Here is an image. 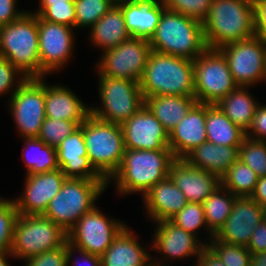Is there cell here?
Listing matches in <instances>:
<instances>
[{
    "instance_id": "8fae6325",
    "label": "cell",
    "mask_w": 266,
    "mask_h": 266,
    "mask_svg": "<svg viewBox=\"0 0 266 266\" xmlns=\"http://www.w3.org/2000/svg\"><path fill=\"white\" fill-rule=\"evenodd\" d=\"M45 78H26L9 99V110L21 138L38 137L45 115Z\"/></svg>"
},
{
    "instance_id": "7c38bea8",
    "label": "cell",
    "mask_w": 266,
    "mask_h": 266,
    "mask_svg": "<svg viewBox=\"0 0 266 266\" xmlns=\"http://www.w3.org/2000/svg\"><path fill=\"white\" fill-rule=\"evenodd\" d=\"M151 52L149 40L130 37L118 46L101 52L98 75L140 82Z\"/></svg>"
},
{
    "instance_id": "836d02e7",
    "label": "cell",
    "mask_w": 266,
    "mask_h": 266,
    "mask_svg": "<svg viewBox=\"0 0 266 266\" xmlns=\"http://www.w3.org/2000/svg\"><path fill=\"white\" fill-rule=\"evenodd\" d=\"M259 177L240 159L221 177V185L237 197L251 196Z\"/></svg>"
},
{
    "instance_id": "277c9868",
    "label": "cell",
    "mask_w": 266,
    "mask_h": 266,
    "mask_svg": "<svg viewBox=\"0 0 266 266\" xmlns=\"http://www.w3.org/2000/svg\"><path fill=\"white\" fill-rule=\"evenodd\" d=\"M149 42L151 50L192 61L208 48L202 22L167 8Z\"/></svg>"
},
{
    "instance_id": "ac0fdd59",
    "label": "cell",
    "mask_w": 266,
    "mask_h": 266,
    "mask_svg": "<svg viewBox=\"0 0 266 266\" xmlns=\"http://www.w3.org/2000/svg\"><path fill=\"white\" fill-rule=\"evenodd\" d=\"M125 149L160 150L169 148V133L144 105L121 124Z\"/></svg>"
},
{
    "instance_id": "f5cc1de1",
    "label": "cell",
    "mask_w": 266,
    "mask_h": 266,
    "mask_svg": "<svg viewBox=\"0 0 266 266\" xmlns=\"http://www.w3.org/2000/svg\"><path fill=\"white\" fill-rule=\"evenodd\" d=\"M250 266H266V252L251 254Z\"/></svg>"
},
{
    "instance_id": "e0dca14e",
    "label": "cell",
    "mask_w": 266,
    "mask_h": 266,
    "mask_svg": "<svg viewBox=\"0 0 266 266\" xmlns=\"http://www.w3.org/2000/svg\"><path fill=\"white\" fill-rule=\"evenodd\" d=\"M24 191L13 199L18 214L43 215L49 202L59 193L66 176L60 168L25 176Z\"/></svg>"
},
{
    "instance_id": "5bb4252c",
    "label": "cell",
    "mask_w": 266,
    "mask_h": 266,
    "mask_svg": "<svg viewBox=\"0 0 266 266\" xmlns=\"http://www.w3.org/2000/svg\"><path fill=\"white\" fill-rule=\"evenodd\" d=\"M109 218L95 206L85 213L67 232V241L93 255L102 256L114 238L126 226L125 222Z\"/></svg>"
},
{
    "instance_id": "3957f363",
    "label": "cell",
    "mask_w": 266,
    "mask_h": 266,
    "mask_svg": "<svg viewBox=\"0 0 266 266\" xmlns=\"http://www.w3.org/2000/svg\"><path fill=\"white\" fill-rule=\"evenodd\" d=\"M144 99L149 96H194L193 61L151 50L139 82Z\"/></svg>"
},
{
    "instance_id": "db71d44e",
    "label": "cell",
    "mask_w": 266,
    "mask_h": 266,
    "mask_svg": "<svg viewBox=\"0 0 266 266\" xmlns=\"http://www.w3.org/2000/svg\"><path fill=\"white\" fill-rule=\"evenodd\" d=\"M65 2H74V0H39L38 7H50L52 4H59Z\"/></svg>"
},
{
    "instance_id": "ee69618b",
    "label": "cell",
    "mask_w": 266,
    "mask_h": 266,
    "mask_svg": "<svg viewBox=\"0 0 266 266\" xmlns=\"http://www.w3.org/2000/svg\"><path fill=\"white\" fill-rule=\"evenodd\" d=\"M24 262L25 266H67L66 242L57 249L40 253Z\"/></svg>"
},
{
    "instance_id": "7402d4cb",
    "label": "cell",
    "mask_w": 266,
    "mask_h": 266,
    "mask_svg": "<svg viewBox=\"0 0 266 266\" xmlns=\"http://www.w3.org/2000/svg\"><path fill=\"white\" fill-rule=\"evenodd\" d=\"M56 152L59 167L67 178L104 180L88 160L80 126L56 146Z\"/></svg>"
},
{
    "instance_id": "680465c9",
    "label": "cell",
    "mask_w": 266,
    "mask_h": 266,
    "mask_svg": "<svg viewBox=\"0 0 266 266\" xmlns=\"http://www.w3.org/2000/svg\"><path fill=\"white\" fill-rule=\"evenodd\" d=\"M247 1H250L252 3H255V2L259 1V0H247Z\"/></svg>"
},
{
    "instance_id": "484cf974",
    "label": "cell",
    "mask_w": 266,
    "mask_h": 266,
    "mask_svg": "<svg viewBox=\"0 0 266 266\" xmlns=\"http://www.w3.org/2000/svg\"><path fill=\"white\" fill-rule=\"evenodd\" d=\"M126 225L101 256V266H153L152 255Z\"/></svg>"
},
{
    "instance_id": "74e56055",
    "label": "cell",
    "mask_w": 266,
    "mask_h": 266,
    "mask_svg": "<svg viewBox=\"0 0 266 266\" xmlns=\"http://www.w3.org/2000/svg\"><path fill=\"white\" fill-rule=\"evenodd\" d=\"M207 246L226 266H250L251 253L246 246L217 241L214 237Z\"/></svg>"
},
{
    "instance_id": "d4e9b609",
    "label": "cell",
    "mask_w": 266,
    "mask_h": 266,
    "mask_svg": "<svg viewBox=\"0 0 266 266\" xmlns=\"http://www.w3.org/2000/svg\"><path fill=\"white\" fill-rule=\"evenodd\" d=\"M91 114V106L84 103L65 85L47 84L45 81V115L47 118L65 121H85Z\"/></svg>"
},
{
    "instance_id": "ab89813d",
    "label": "cell",
    "mask_w": 266,
    "mask_h": 266,
    "mask_svg": "<svg viewBox=\"0 0 266 266\" xmlns=\"http://www.w3.org/2000/svg\"><path fill=\"white\" fill-rule=\"evenodd\" d=\"M18 211L13 200L0 199V251H10Z\"/></svg>"
},
{
    "instance_id": "d6a6232c",
    "label": "cell",
    "mask_w": 266,
    "mask_h": 266,
    "mask_svg": "<svg viewBox=\"0 0 266 266\" xmlns=\"http://www.w3.org/2000/svg\"><path fill=\"white\" fill-rule=\"evenodd\" d=\"M236 197L220 185L202 203L207 227L214 235L230 216Z\"/></svg>"
},
{
    "instance_id": "6da1fadb",
    "label": "cell",
    "mask_w": 266,
    "mask_h": 266,
    "mask_svg": "<svg viewBox=\"0 0 266 266\" xmlns=\"http://www.w3.org/2000/svg\"><path fill=\"white\" fill-rule=\"evenodd\" d=\"M175 157L170 148L160 150L125 149L121 166L109 179L121 196L139 193L143 196L154 185L169 176Z\"/></svg>"
},
{
    "instance_id": "52a82bcc",
    "label": "cell",
    "mask_w": 266,
    "mask_h": 266,
    "mask_svg": "<svg viewBox=\"0 0 266 266\" xmlns=\"http://www.w3.org/2000/svg\"><path fill=\"white\" fill-rule=\"evenodd\" d=\"M105 180L66 178L59 193L49 202L43 216L68 232L107 188Z\"/></svg>"
},
{
    "instance_id": "e575fe53",
    "label": "cell",
    "mask_w": 266,
    "mask_h": 266,
    "mask_svg": "<svg viewBox=\"0 0 266 266\" xmlns=\"http://www.w3.org/2000/svg\"><path fill=\"white\" fill-rule=\"evenodd\" d=\"M170 221L195 236L199 235L197 230L203 229L204 227V230H207L206 234H209L208 236L210 238L208 239L207 237V245L214 237V234L207 227L202 204L188 202L181 211L170 219Z\"/></svg>"
},
{
    "instance_id": "f35d334b",
    "label": "cell",
    "mask_w": 266,
    "mask_h": 266,
    "mask_svg": "<svg viewBox=\"0 0 266 266\" xmlns=\"http://www.w3.org/2000/svg\"><path fill=\"white\" fill-rule=\"evenodd\" d=\"M84 121H65L45 118L38 138L46 145L58 146L67 136L76 130Z\"/></svg>"
},
{
    "instance_id": "b9f144b4",
    "label": "cell",
    "mask_w": 266,
    "mask_h": 266,
    "mask_svg": "<svg viewBox=\"0 0 266 266\" xmlns=\"http://www.w3.org/2000/svg\"><path fill=\"white\" fill-rule=\"evenodd\" d=\"M165 8L202 22L210 9L212 0H161Z\"/></svg>"
},
{
    "instance_id": "bcb514c9",
    "label": "cell",
    "mask_w": 266,
    "mask_h": 266,
    "mask_svg": "<svg viewBox=\"0 0 266 266\" xmlns=\"http://www.w3.org/2000/svg\"><path fill=\"white\" fill-rule=\"evenodd\" d=\"M80 253V257L81 260L78 257L77 259L73 260V256L76 252ZM66 255H67V266H69L71 264V260H73L71 266H81L79 265V261H81L80 264H82L84 261L85 263H87V266H101V257L97 256V255H93L91 253H88L85 250L79 249L77 247H75L74 245H72L71 243H69L68 241H66Z\"/></svg>"
},
{
    "instance_id": "c3c4849f",
    "label": "cell",
    "mask_w": 266,
    "mask_h": 266,
    "mask_svg": "<svg viewBox=\"0 0 266 266\" xmlns=\"http://www.w3.org/2000/svg\"><path fill=\"white\" fill-rule=\"evenodd\" d=\"M247 249L251 254L266 252V223L262 221L250 237Z\"/></svg>"
},
{
    "instance_id": "4fadbf2b",
    "label": "cell",
    "mask_w": 266,
    "mask_h": 266,
    "mask_svg": "<svg viewBox=\"0 0 266 266\" xmlns=\"http://www.w3.org/2000/svg\"><path fill=\"white\" fill-rule=\"evenodd\" d=\"M219 50L226 58L238 86L252 87L265 81L266 41L262 38L254 35L224 45Z\"/></svg>"
},
{
    "instance_id": "83f0119b",
    "label": "cell",
    "mask_w": 266,
    "mask_h": 266,
    "mask_svg": "<svg viewBox=\"0 0 266 266\" xmlns=\"http://www.w3.org/2000/svg\"><path fill=\"white\" fill-rule=\"evenodd\" d=\"M89 37L93 47L96 46V48H101L100 50L103 52L129 39L131 35L127 31L122 9L117 4H114L112 8L90 28Z\"/></svg>"
},
{
    "instance_id": "60d3db41",
    "label": "cell",
    "mask_w": 266,
    "mask_h": 266,
    "mask_svg": "<svg viewBox=\"0 0 266 266\" xmlns=\"http://www.w3.org/2000/svg\"><path fill=\"white\" fill-rule=\"evenodd\" d=\"M41 19L75 28V3L65 2L52 4L50 7H38L31 11Z\"/></svg>"
},
{
    "instance_id": "44dd1931",
    "label": "cell",
    "mask_w": 266,
    "mask_h": 266,
    "mask_svg": "<svg viewBox=\"0 0 266 266\" xmlns=\"http://www.w3.org/2000/svg\"><path fill=\"white\" fill-rule=\"evenodd\" d=\"M206 104L196 103L188 114L169 132V148L175 159H183L207 141Z\"/></svg>"
},
{
    "instance_id": "5b68a950",
    "label": "cell",
    "mask_w": 266,
    "mask_h": 266,
    "mask_svg": "<svg viewBox=\"0 0 266 266\" xmlns=\"http://www.w3.org/2000/svg\"><path fill=\"white\" fill-rule=\"evenodd\" d=\"M0 56L10 61L26 78H45L40 67L37 15L25 12L0 27Z\"/></svg>"
},
{
    "instance_id": "11a10c76",
    "label": "cell",
    "mask_w": 266,
    "mask_h": 266,
    "mask_svg": "<svg viewBox=\"0 0 266 266\" xmlns=\"http://www.w3.org/2000/svg\"><path fill=\"white\" fill-rule=\"evenodd\" d=\"M9 257L13 258L10 251H0V266H10L7 260Z\"/></svg>"
},
{
    "instance_id": "7a4b0ae2",
    "label": "cell",
    "mask_w": 266,
    "mask_h": 266,
    "mask_svg": "<svg viewBox=\"0 0 266 266\" xmlns=\"http://www.w3.org/2000/svg\"><path fill=\"white\" fill-rule=\"evenodd\" d=\"M202 26L206 45L212 49L251 38L255 35L253 3L247 0H212Z\"/></svg>"
},
{
    "instance_id": "2e32d148",
    "label": "cell",
    "mask_w": 266,
    "mask_h": 266,
    "mask_svg": "<svg viewBox=\"0 0 266 266\" xmlns=\"http://www.w3.org/2000/svg\"><path fill=\"white\" fill-rule=\"evenodd\" d=\"M156 227L154 230L153 243L151 248L155 252L160 253L159 257L152 256L153 266H169L166 265L169 260L184 259L188 257L196 256V259L201 254L202 250L207 246L206 241L199 240L198 236H195L189 232H186L183 228L176 226L170 220L160 221L155 223ZM156 258V259H155ZM160 260V261H159ZM163 262V263H162Z\"/></svg>"
},
{
    "instance_id": "f1b7e54d",
    "label": "cell",
    "mask_w": 266,
    "mask_h": 266,
    "mask_svg": "<svg viewBox=\"0 0 266 266\" xmlns=\"http://www.w3.org/2000/svg\"><path fill=\"white\" fill-rule=\"evenodd\" d=\"M197 103L195 96L161 95L145 98V106L169 133Z\"/></svg>"
},
{
    "instance_id": "4316f807",
    "label": "cell",
    "mask_w": 266,
    "mask_h": 266,
    "mask_svg": "<svg viewBox=\"0 0 266 266\" xmlns=\"http://www.w3.org/2000/svg\"><path fill=\"white\" fill-rule=\"evenodd\" d=\"M189 165L220 178L239 159V146L229 147L204 142L183 158Z\"/></svg>"
},
{
    "instance_id": "ba28073f",
    "label": "cell",
    "mask_w": 266,
    "mask_h": 266,
    "mask_svg": "<svg viewBox=\"0 0 266 266\" xmlns=\"http://www.w3.org/2000/svg\"><path fill=\"white\" fill-rule=\"evenodd\" d=\"M66 241L67 232L47 217L19 214L14 225L10 253L13 258L24 261L57 249Z\"/></svg>"
},
{
    "instance_id": "681fc988",
    "label": "cell",
    "mask_w": 266,
    "mask_h": 266,
    "mask_svg": "<svg viewBox=\"0 0 266 266\" xmlns=\"http://www.w3.org/2000/svg\"><path fill=\"white\" fill-rule=\"evenodd\" d=\"M255 18V35L266 41V0L253 3Z\"/></svg>"
},
{
    "instance_id": "30bf717a",
    "label": "cell",
    "mask_w": 266,
    "mask_h": 266,
    "mask_svg": "<svg viewBox=\"0 0 266 266\" xmlns=\"http://www.w3.org/2000/svg\"><path fill=\"white\" fill-rule=\"evenodd\" d=\"M193 66L197 103L217 104L238 87L219 49L207 48L193 61Z\"/></svg>"
},
{
    "instance_id": "4dcf8cb0",
    "label": "cell",
    "mask_w": 266,
    "mask_h": 266,
    "mask_svg": "<svg viewBox=\"0 0 266 266\" xmlns=\"http://www.w3.org/2000/svg\"><path fill=\"white\" fill-rule=\"evenodd\" d=\"M248 88L250 87L238 86L216 104L235 125L245 132L250 127L255 110L260 104Z\"/></svg>"
},
{
    "instance_id": "6f0895ef",
    "label": "cell",
    "mask_w": 266,
    "mask_h": 266,
    "mask_svg": "<svg viewBox=\"0 0 266 266\" xmlns=\"http://www.w3.org/2000/svg\"><path fill=\"white\" fill-rule=\"evenodd\" d=\"M263 221L266 223V205L262 206Z\"/></svg>"
},
{
    "instance_id": "603a6c76",
    "label": "cell",
    "mask_w": 266,
    "mask_h": 266,
    "mask_svg": "<svg viewBox=\"0 0 266 266\" xmlns=\"http://www.w3.org/2000/svg\"><path fill=\"white\" fill-rule=\"evenodd\" d=\"M142 200L147 217L154 223L170 220L188 203L185 195L176 187L170 176L154 184L142 196Z\"/></svg>"
},
{
    "instance_id": "7dc6e473",
    "label": "cell",
    "mask_w": 266,
    "mask_h": 266,
    "mask_svg": "<svg viewBox=\"0 0 266 266\" xmlns=\"http://www.w3.org/2000/svg\"><path fill=\"white\" fill-rule=\"evenodd\" d=\"M17 0H0V27L19 19L27 10H18Z\"/></svg>"
},
{
    "instance_id": "7bdbcfd3",
    "label": "cell",
    "mask_w": 266,
    "mask_h": 266,
    "mask_svg": "<svg viewBox=\"0 0 266 266\" xmlns=\"http://www.w3.org/2000/svg\"><path fill=\"white\" fill-rule=\"evenodd\" d=\"M25 80V75H23L10 61L0 56V96L10 94V97H12Z\"/></svg>"
},
{
    "instance_id": "816d5d0a",
    "label": "cell",
    "mask_w": 266,
    "mask_h": 266,
    "mask_svg": "<svg viewBox=\"0 0 266 266\" xmlns=\"http://www.w3.org/2000/svg\"><path fill=\"white\" fill-rule=\"evenodd\" d=\"M250 197L261 206L266 205V176L258 179L255 190Z\"/></svg>"
},
{
    "instance_id": "f907efd6",
    "label": "cell",
    "mask_w": 266,
    "mask_h": 266,
    "mask_svg": "<svg viewBox=\"0 0 266 266\" xmlns=\"http://www.w3.org/2000/svg\"><path fill=\"white\" fill-rule=\"evenodd\" d=\"M195 263L194 266H226L208 246L202 250Z\"/></svg>"
},
{
    "instance_id": "9c48e42d",
    "label": "cell",
    "mask_w": 266,
    "mask_h": 266,
    "mask_svg": "<svg viewBox=\"0 0 266 266\" xmlns=\"http://www.w3.org/2000/svg\"><path fill=\"white\" fill-rule=\"evenodd\" d=\"M98 81L101 107L91 106L96 118L122 124L145 105L139 82L107 76H99Z\"/></svg>"
},
{
    "instance_id": "9f6ffc18",
    "label": "cell",
    "mask_w": 266,
    "mask_h": 266,
    "mask_svg": "<svg viewBox=\"0 0 266 266\" xmlns=\"http://www.w3.org/2000/svg\"><path fill=\"white\" fill-rule=\"evenodd\" d=\"M114 4H120V3H124V2H132V1H136V0H112Z\"/></svg>"
},
{
    "instance_id": "f546056e",
    "label": "cell",
    "mask_w": 266,
    "mask_h": 266,
    "mask_svg": "<svg viewBox=\"0 0 266 266\" xmlns=\"http://www.w3.org/2000/svg\"><path fill=\"white\" fill-rule=\"evenodd\" d=\"M207 141L216 145L240 146L246 137L245 131L235 125L216 104H206Z\"/></svg>"
},
{
    "instance_id": "91938a15",
    "label": "cell",
    "mask_w": 266,
    "mask_h": 266,
    "mask_svg": "<svg viewBox=\"0 0 266 266\" xmlns=\"http://www.w3.org/2000/svg\"><path fill=\"white\" fill-rule=\"evenodd\" d=\"M265 81H266V63H265Z\"/></svg>"
},
{
    "instance_id": "d590c367",
    "label": "cell",
    "mask_w": 266,
    "mask_h": 266,
    "mask_svg": "<svg viewBox=\"0 0 266 266\" xmlns=\"http://www.w3.org/2000/svg\"><path fill=\"white\" fill-rule=\"evenodd\" d=\"M75 28H91L114 5L112 0H74Z\"/></svg>"
},
{
    "instance_id": "1f68e13d",
    "label": "cell",
    "mask_w": 266,
    "mask_h": 266,
    "mask_svg": "<svg viewBox=\"0 0 266 266\" xmlns=\"http://www.w3.org/2000/svg\"><path fill=\"white\" fill-rule=\"evenodd\" d=\"M21 139L24 143L21 155L26 166V175L45 173L60 168L56 147L46 145L38 137Z\"/></svg>"
},
{
    "instance_id": "f6af8a7d",
    "label": "cell",
    "mask_w": 266,
    "mask_h": 266,
    "mask_svg": "<svg viewBox=\"0 0 266 266\" xmlns=\"http://www.w3.org/2000/svg\"><path fill=\"white\" fill-rule=\"evenodd\" d=\"M245 135L253 140L266 141V104L261 103L257 106L252 123Z\"/></svg>"
},
{
    "instance_id": "8d00e7d4",
    "label": "cell",
    "mask_w": 266,
    "mask_h": 266,
    "mask_svg": "<svg viewBox=\"0 0 266 266\" xmlns=\"http://www.w3.org/2000/svg\"><path fill=\"white\" fill-rule=\"evenodd\" d=\"M239 159L259 178L266 176V141L245 137L239 146Z\"/></svg>"
},
{
    "instance_id": "d6986e66",
    "label": "cell",
    "mask_w": 266,
    "mask_h": 266,
    "mask_svg": "<svg viewBox=\"0 0 266 266\" xmlns=\"http://www.w3.org/2000/svg\"><path fill=\"white\" fill-rule=\"evenodd\" d=\"M263 221L262 206L250 196L236 197L225 224L217 231V241L246 246L256 227Z\"/></svg>"
},
{
    "instance_id": "9a60e30c",
    "label": "cell",
    "mask_w": 266,
    "mask_h": 266,
    "mask_svg": "<svg viewBox=\"0 0 266 266\" xmlns=\"http://www.w3.org/2000/svg\"><path fill=\"white\" fill-rule=\"evenodd\" d=\"M37 26L40 67L46 74L57 73L73 57L75 28L49 22L39 16Z\"/></svg>"
},
{
    "instance_id": "cb8c5ba5",
    "label": "cell",
    "mask_w": 266,
    "mask_h": 266,
    "mask_svg": "<svg viewBox=\"0 0 266 266\" xmlns=\"http://www.w3.org/2000/svg\"><path fill=\"white\" fill-rule=\"evenodd\" d=\"M121 9L127 31L131 37L150 40L165 5L161 0H136L117 4Z\"/></svg>"
},
{
    "instance_id": "ffe728a7",
    "label": "cell",
    "mask_w": 266,
    "mask_h": 266,
    "mask_svg": "<svg viewBox=\"0 0 266 266\" xmlns=\"http://www.w3.org/2000/svg\"><path fill=\"white\" fill-rule=\"evenodd\" d=\"M169 176L186 200L202 204L221 185V178L194 166L184 159H175L170 166Z\"/></svg>"
},
{
    "instance_id": "8992f818",
    "label": "cell",
    "mask_w": 266,
    "mask_h": 266,
    "mask_svg": "<svg viewBox=\"0 0 266 266\" xmlns=\"http://www.w3.org/2000/svg\"><path fill=\"white\" fill-rule=\"evenodd\" d=\"M80 127L90 164L108 182L121 166L125 153L121 124L106 122L90 114Z\"/></svg>"
}]
</instances>
